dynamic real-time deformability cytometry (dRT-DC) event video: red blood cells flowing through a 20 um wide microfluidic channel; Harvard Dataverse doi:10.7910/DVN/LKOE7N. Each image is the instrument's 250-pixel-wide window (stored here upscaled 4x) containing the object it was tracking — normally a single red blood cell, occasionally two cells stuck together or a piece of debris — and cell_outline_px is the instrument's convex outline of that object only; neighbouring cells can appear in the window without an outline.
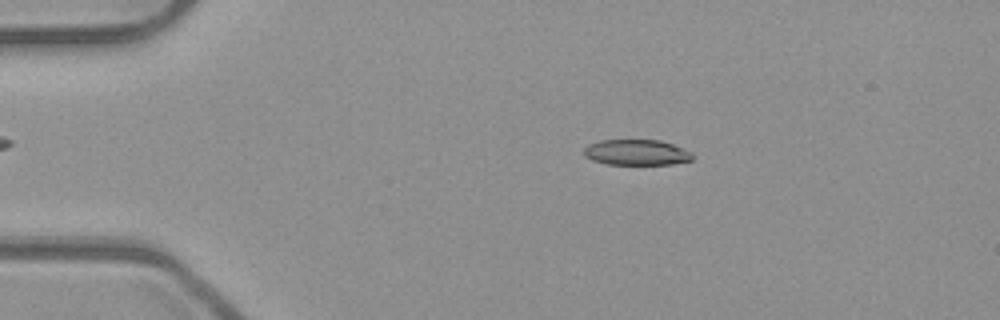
{"species": "common noctule bat (a hibernating species)", "species_latin": "Nyctalus noctula", "temperature_condition": "room temperature", "stored_images_in_passage": 52, "camera_frame_rate_fps": 3000, "um_per_image_px": 0.085, "animal": {"sex": "male", "body_mass_g": 23.1, "forearm_length_mm": 52.7}, "frame": {"image": 1, "passage_image": 10, "time_ms": 3.0, "image_size_px": [1000, 320], "cell_outline_px": [[696, 156], [692, 160], [672, 164], [608, 164], [592, 160], [584, 156], [584, 148], [588, 144], [600, 140], [660, 140], [672, 144], [692, 152]], "centroid_in_image_um": [54.12, 12.95], "position_along_channel_um": 30.9, "area_um2": 16.3}}
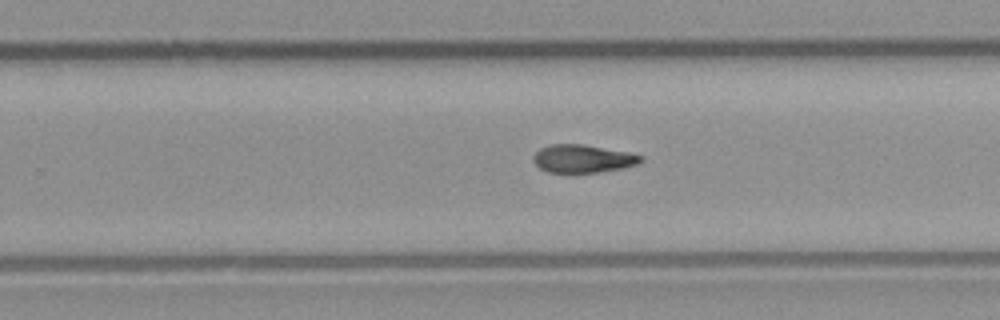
{"frame": {"image": 2, "passage_image": 33, "time_ms": 10.667, "image_size_px": [1000, 320], "cell_outline_px": [[644, 160], [636, 164], [620, 168], [600, 172], [572, 176], [548, 172], [540, 168], [532, 160], [532, 156], [540, 148], [552, 144], [580, 144], [628, 152], [640, 156]], "centroid_in_image_um": [49.46, 13.53], "position_along_channel_um": 280.3, "area_um2": 17.98}}
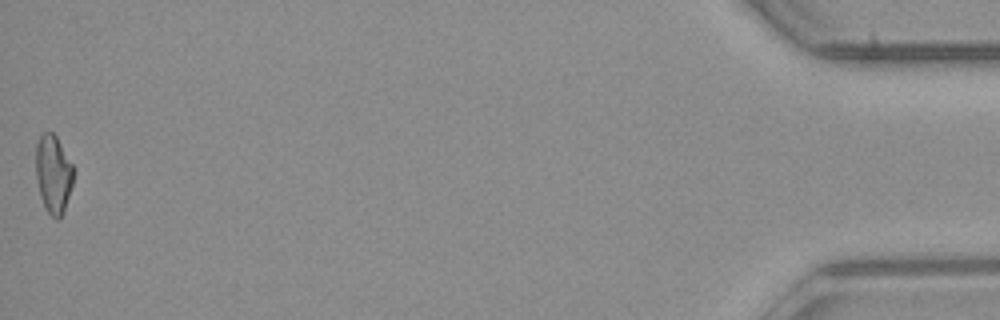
{"frame": {"image": 3, "passage_image": 52, "time_ms": 17.0, "image_size_px": [1000, 320], "cell_outline_px": [[72, 184], [64, 212], [60, 220], [56, 220], [44, 208], [40, 196], [36, 176], [36, 144], [40, 136], [44, 132], [52, 132], [56, 136], [72, 164]], "centroid_in_image_um": [4.51, 14.83], "position_along_channel_um": 430.7, "area_um2": 17.05}}